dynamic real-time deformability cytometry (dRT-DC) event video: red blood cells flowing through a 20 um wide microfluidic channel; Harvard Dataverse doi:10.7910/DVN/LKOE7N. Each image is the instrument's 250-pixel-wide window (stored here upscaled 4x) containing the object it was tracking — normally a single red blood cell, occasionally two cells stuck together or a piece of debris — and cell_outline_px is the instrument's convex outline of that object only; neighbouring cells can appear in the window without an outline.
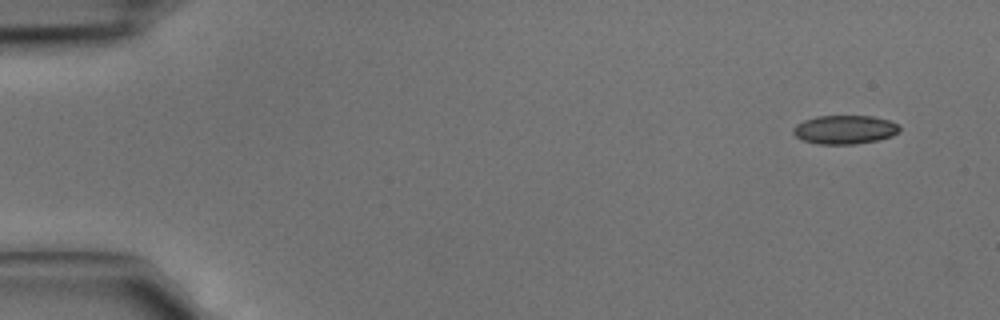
{"species": "common noctule bat (a hibernating species)", "species_latin": "Nyctalus noctula", "temperature_condition": "cold", "stored_images_in_passage": 3, "camera_frame_rate_fps": 3000, "um_per_image_px": 0.085, "animal": {"sex": "male", "body_mass_g": 15.6}, "frame": {"image": 1, "passage_image": 1, "time_ms": 0.0, "image_size_px": [1000, 320], "cell_outline_px": [[900, 132], [892, 136], [880, 140], [852, 144], [820, 144], [804, 140], [796, 136], [792, 132], [792, 128], [796, 124], [804, 120], [816, 116], [872, 116], [888, 120], [900, 124]], "centroid_in_image_um": [71.83, 11.01], "position_along_channel_um": 13.2, "area_um2": 17.92}}
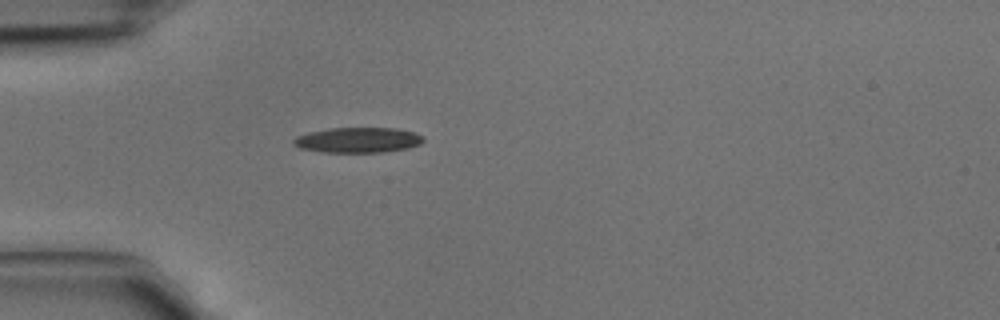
{"frame": {"image": 2, "passage_image": 3, "time_ms": 0.667, "image_size_px": [1000, 320], "cell_outline_px": [[424, 140], [420, 144], [408, 148], [384, 152], [324, 152], [300, 148], [292, 144], [292, 140], [296, 136], [308, 132], [328, 128], [396, 128], [412, 132], [424, 136]], "centroid_in_image_um": [30.4, 11.9], "position_along_channel_um": 54.6, "area_um2": 19.19}}